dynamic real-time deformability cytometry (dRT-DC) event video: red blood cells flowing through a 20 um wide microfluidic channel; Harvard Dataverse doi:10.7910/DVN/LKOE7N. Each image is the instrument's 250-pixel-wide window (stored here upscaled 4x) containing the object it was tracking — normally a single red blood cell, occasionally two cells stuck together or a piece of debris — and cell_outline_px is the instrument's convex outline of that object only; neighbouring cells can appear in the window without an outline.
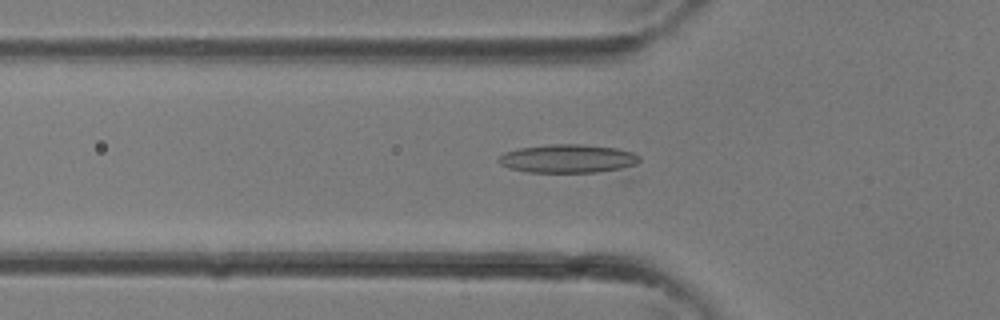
{"species": "common noctule bat (a hibernating species)", "species_latin": "Nyctalus noctula", "temperature_condition": "room temperature", "stored_images_in_passage": 27, "camera_frame_rate_fps": 3000, "um_per_image_px": 0.085, "animal": {"sex": "female"}, "frame": {"image": 1, "passage_image": 9, "time_ms": 2.667, "image_size_px": [1000, 320], "cell_outline_px": [[640, 160], [632, 180], [628, 184], [528, 172], [508, 168], [500, 164], [496, 160], [504, 152], [520, 148], [548, 144], [584, 144], [616, 148], [632, 152], [640, 156]], "centroid_in_image_um": [48.83, 13.75], "position_along_channel_um": 77.0, "area_um2": 29.19}}
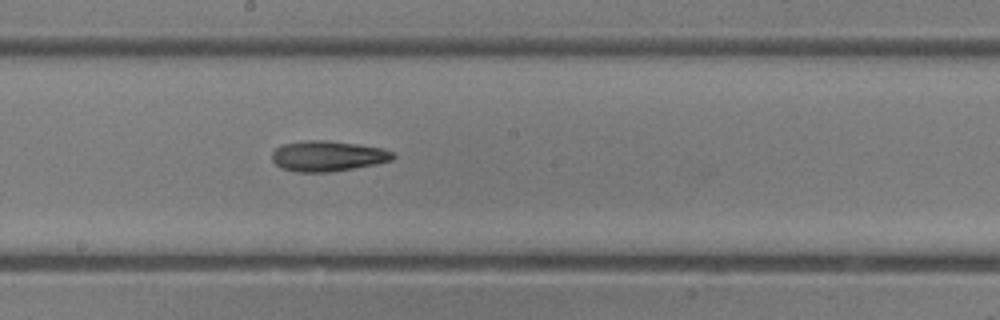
{"frame": {"image": 2, "passage_image": 16, "time_ms": 5.0, "image_size_px": [1000, 320], "cell_outline_px": [[396, 156], [392, 160], [376, 164], [332, 172], [296, 172], [280, 168], [272, 160], [272, 152], [280, 144], [308, 140], [328, 140], [384, 148], [392, 152]], "centroid_in_image_um": [27.84, 13.26], "position_along_channel_um": 220.4, "area_um2": 21.68}}
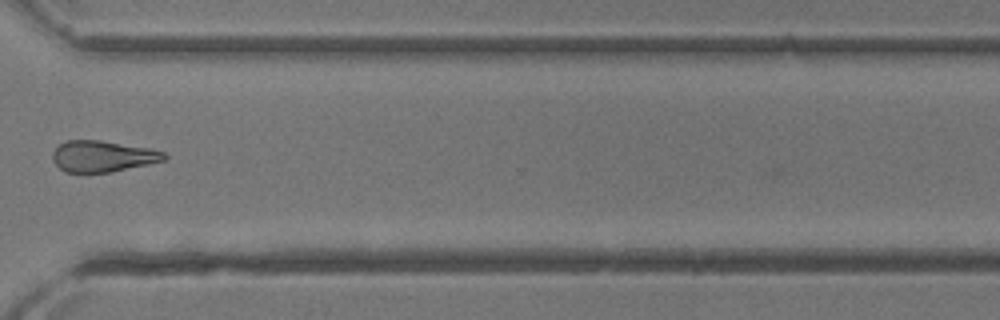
{"frame": {"image": 3, "passage_image": 23, "time_ms": 7.333, "image_size_px": [1000, 320], "cell_outline_px": [[168, 156], [164, 160], [148, 164], [108, 172], [64, 172], [52, 160], [52, 152], [60, 144], [68, 140], [100, 140], [148, 148], [164, 152]], "centroid_in_image_um": [8.7, 13.28], "position_along_channel_um": 361.9, "area_um2": 20.06}}